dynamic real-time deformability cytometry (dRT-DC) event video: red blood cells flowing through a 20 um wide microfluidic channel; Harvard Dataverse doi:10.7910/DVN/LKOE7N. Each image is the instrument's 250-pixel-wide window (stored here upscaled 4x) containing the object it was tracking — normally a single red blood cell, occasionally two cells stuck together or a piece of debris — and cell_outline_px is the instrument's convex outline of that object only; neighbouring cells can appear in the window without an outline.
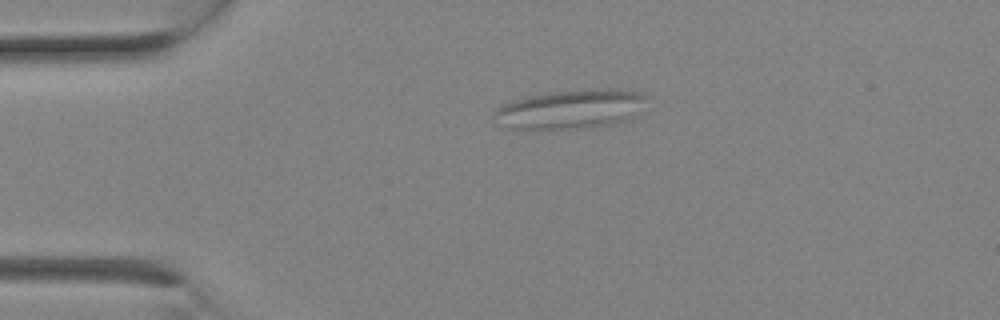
{"species": "Egyptian fruit bat (a non-hibernating species)", "species_latin": "Rousettus aegyptiacus", "temperature_condition": "room temperature", "stored_images_in_passage": 2, "camera_frame_rate_fps": 3000, "um_per_image_px": 0.085, "animal": {"sex": "female"}, "frame": {"image": 1, "passage_image": 2, "time_ms": 0.333, "image_size_px": [1000, 320], "cell_outline_px": [[648, 96], [624, 120], [584, 128], [512, 128], [492, 112], [496, 108], [512, 100], [528, 96], [556, 92], [592, 88], [608, 88], [636, 92]], "centroid_in_image_um": [48.46, 9.24], "position_along_channel_um": 36.5, "area_um2": 33.0}}